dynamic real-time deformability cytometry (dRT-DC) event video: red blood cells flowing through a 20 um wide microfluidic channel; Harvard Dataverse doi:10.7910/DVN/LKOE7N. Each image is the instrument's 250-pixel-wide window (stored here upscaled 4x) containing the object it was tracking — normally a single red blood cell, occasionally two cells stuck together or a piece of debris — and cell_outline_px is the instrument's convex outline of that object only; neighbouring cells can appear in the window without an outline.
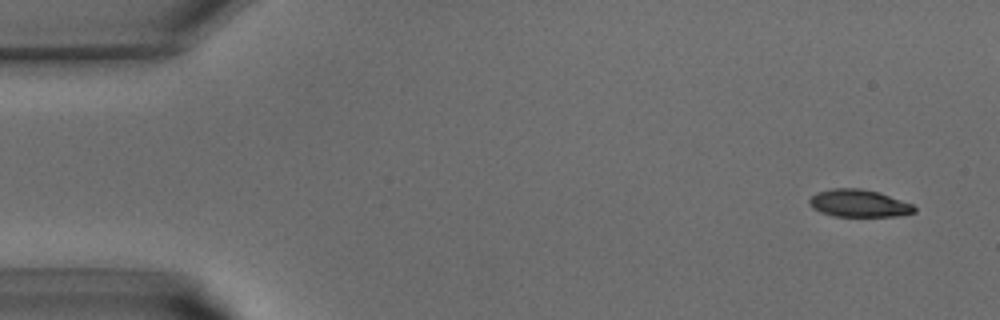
{"species": "common noctule bat (a hibernating species)", "species_latin": "Nyctalus noctula", "temperature_condition": "warm", "stored_images_in_passage": 3, "camera_frame_rate_fps": 3000, "um_per_image_px": 0.085, "animal": {"sex": "male", "body_mass_g": 15.6}, "frame": {"image": 1, "passage_image": 1, "time_ms": 0.0, "image_size_px": [1000, 320], "cell_outline_px": [[916, 212], [896, 216], [832, 216], [820, 212], [812, 208], [808, 204], [808, 200], [816, 192], [832, 188], [860, 188], [880, 192], [912, 204], [916, 208]], "centroid_in_image_um": [72.97, 17.27], "position_along_channel_um": 12.0, "area_um2": 16.94}}